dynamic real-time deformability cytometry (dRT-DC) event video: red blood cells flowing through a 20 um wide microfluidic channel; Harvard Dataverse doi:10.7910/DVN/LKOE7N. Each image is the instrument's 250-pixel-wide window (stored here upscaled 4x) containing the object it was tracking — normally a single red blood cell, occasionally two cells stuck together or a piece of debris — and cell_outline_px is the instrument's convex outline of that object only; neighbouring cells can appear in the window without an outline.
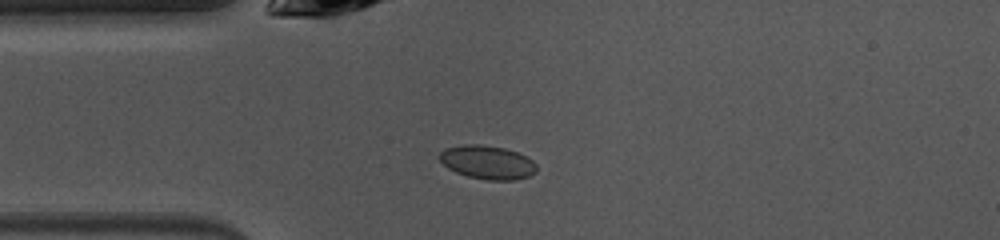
{"species": "common noctule bat (a hibernating species)", "species_latin": "Nyctalus noctula", "temperature_condition": "warm", "stored_images_in_passage": 38, "camera_frame_rate_fps": 3000, "um_per_image_px": 0.085, "animal": {"sex": "female", "body_mass_g": 10.0, "forearm_length_mm": 53.1}, "frame": {"image": 1, "passage_image": 1, "time_ms": 0.0, "image_size_px": [1000, 240], "cell_outline_px": [[536, 172], [528, 176], [516, 180], [488, 180], [468, 176], [456, 172], [448, 168], [440, 160], [440, 152], [444, 148], [464, 144], [480, 144], [504, 148], [516, 152], [532, 160], [536, 164]], "centroid_in_image_um": [41.42, 13.79], "position_along_channel_um": 43.6, "area_um2": 18.9}}
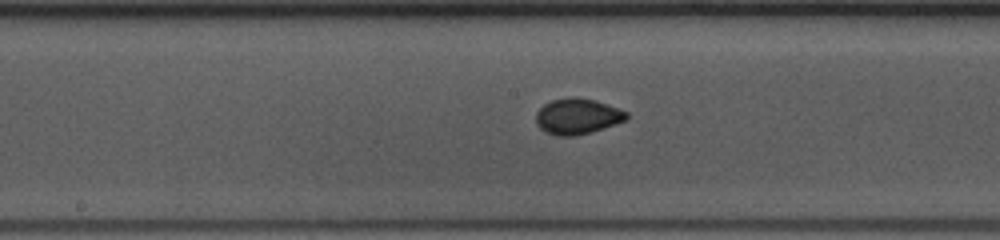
{"frame": {"image": 2, "passage_image": 13, "time_ms": 4.0, "image_size_px": [1000, 240], "cell_outline_px": [[628, 116], [624, 120], [592, 132], [576, 136], [556, 136], [540, 128], [536, 124], [536, 112], [544, 104], [552, 100], [572, 96], [576, 96], [596, 100], [628, 112]], "centroid_in_image_um": [49.05, 9.88], "position_along_channel_um": 199.1, "area_um2": 18.84}}
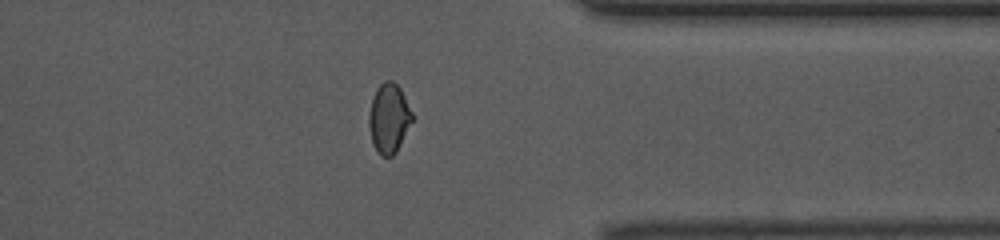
{"frame": {"image": 3, "passage_image": 27, "time_ms": 8.667, "image_size_px": [1000, 240], "cell_outline_px": [[412, 120], [396, 152], [392, 156], [380, 156], [372, 144], [368, 124], [368, 120], [372, 100], [376, 88], [384, 80], [392, 80], [400, 88], [412, 112]], "centroid_in_image_um": [33.03, 10.05], "position_along_channel_um": 378.4, "area_um2": 17.34}}